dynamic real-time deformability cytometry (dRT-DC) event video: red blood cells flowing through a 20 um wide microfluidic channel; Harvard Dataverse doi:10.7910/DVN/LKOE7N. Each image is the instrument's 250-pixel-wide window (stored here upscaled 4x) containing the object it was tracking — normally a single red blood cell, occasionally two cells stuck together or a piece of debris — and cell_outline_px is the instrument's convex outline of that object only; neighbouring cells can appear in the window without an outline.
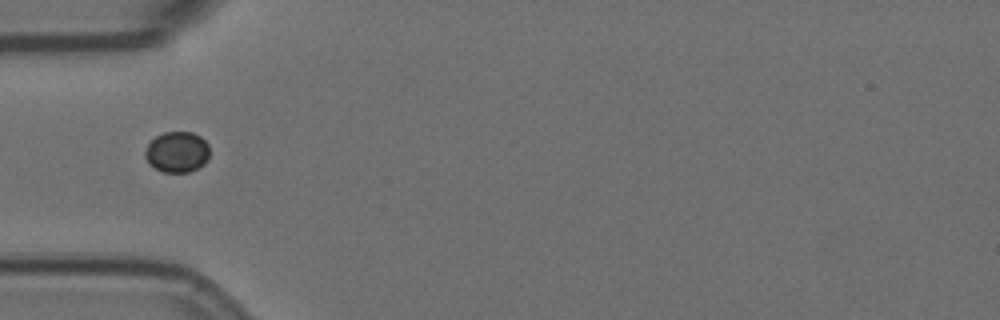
{"species": "Egyptian fruit bat (a non-hibernating species)", "species_latin": "Rousettus aegyptiacus", "temperature_condition": "room temperature", "stored_images_in_passage": 10, "camera_frame_rate_fps": 3000, "um_per_image_px": 0.085, "animal": {"sex": "female"}, "frame": {"image": 1, "passage_image": 1, "time_ms": 0.0, "image_size_px": [1000, 320], "cell_outline_px": [[208, 160], [204, 164], [188, 172], [164, 172], [148, 164], [144, 156], [144, 152], [148, 144], [156, 136], [164, 132], [192, 132], [200, 136], [208, 144]], "centroid_in_image_um": [15.03, 12.92], "position_along_channel_um": 70.0, "area_um2": 15.32}}
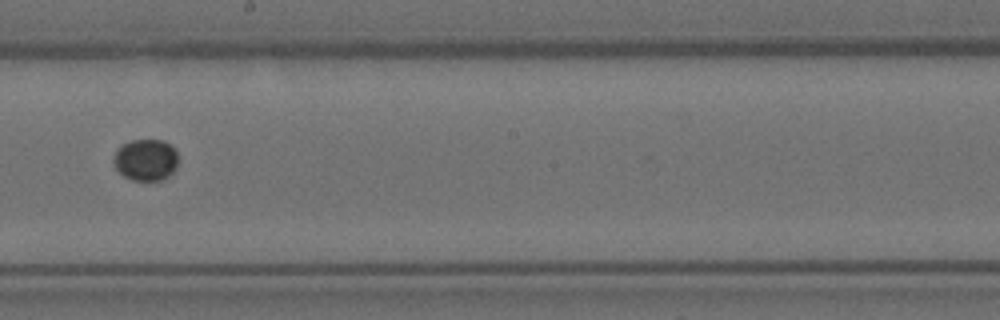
{"frame": {"image": 2, "passage_image": 5, "time_ms": 1.333, "image_size_px": [1000, 320], "cell_outline_px": [[176, 168], [168, 176], [160, 180], [132, 180], [124, 176], [116, 168], [112, 160], [116, 148], [132, 140], [164, 140], [176, 152]], "centroid_in_image_um": [12.35, 13.58], "position_along_channel_um": 235.9, "area_um2": 15.49}}
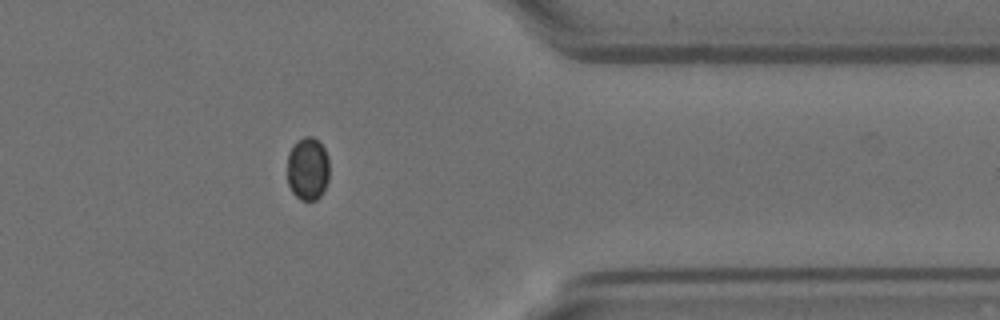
{"frame": {"image": 3, "passage_image": 9, "time_ms": 2.667, "image_size_px": [1000, 320], "cell_outline_px": [[328, 180], [320, 196], [316, 200], [300, 200], [292, 192], [288, 184], [288, 152], [296, 140], [304, 136], [312, 136], [324, 148], [328, 156]], "centroid_in_image_um": [26.14, 14.33], "position_along_channel_um": 385.3, "area_um2": 15.49}}